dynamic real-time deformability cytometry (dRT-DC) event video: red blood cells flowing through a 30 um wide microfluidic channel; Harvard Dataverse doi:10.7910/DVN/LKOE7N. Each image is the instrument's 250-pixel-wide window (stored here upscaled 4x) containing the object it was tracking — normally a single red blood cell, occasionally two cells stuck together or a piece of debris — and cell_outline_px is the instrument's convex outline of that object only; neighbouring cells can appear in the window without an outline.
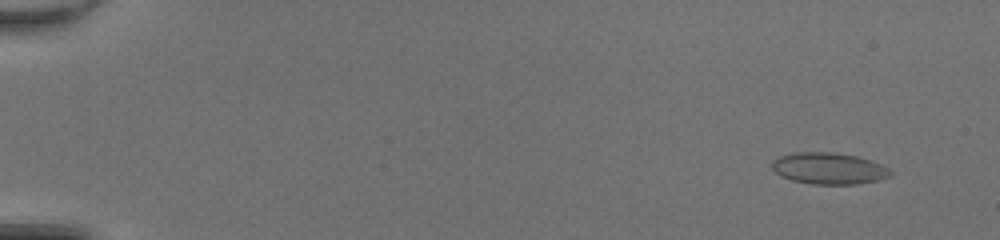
{"species": "common noctule bat (a hibernating species)", "species_latin": "Nyctalus noctula", "temperature_condition": "room temperature", "stored_images_in_passage": 49, "camera_frame_rate_fps": 3000, "um_per_image_px": 0.085, "animal": {"sex": "female", "body_mass_g": 20.0, "forearm_length_mm": 54.0}, "frame": {"image": 1, "passage_image": 3, "time_ms": 0.667, "image_size_px": [1000, 240], "cell_outline_px": [[892, 176], [876, 180], [856, 184], [812, 184], [792, 180], [780, 176], [772, 168], [772, 160], [780, 156], [792, 152], [832, 152], [856, 156], [872, 160], [888, 168], [892, 172]], "centroid_in_image_um": [70.44, 14.31], "position_along_channel_um": 14.6, "area_um2": 21.79}}
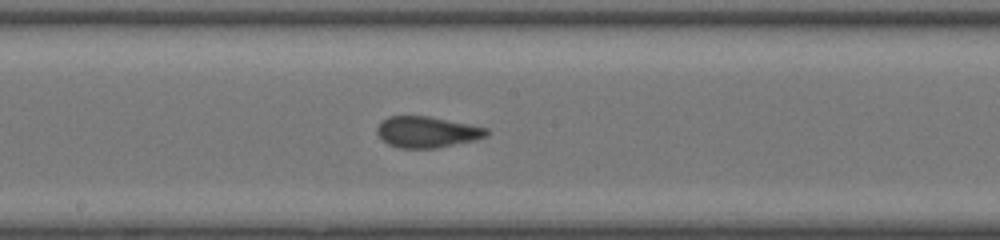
{"frame": {"image": 2, "passage_image": 28, "time_ms": 9.0, "image_size_px": [1000, 240], "cell_outline_px": [[488, 136], [476, 140], [436, 148], [400, 148], [388, 144], [376, 132], [376, 128], [388, 116], [428, 116], [488, 128]], "centroid_in_image_um": [36.31, 11.22], "position_along_channel_um": 211.9, "area_um2": 19.71}}
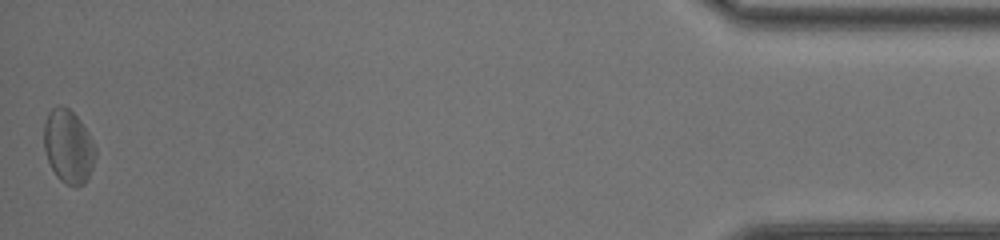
{"frame": {"image": 3, "passage_image": 49, "time_ms": 16.0, "image_size_px": [1000, 240], "cell_outline_px": [[96, 156], [92, 168], [84, 184], [76, 188], [64, 184], [56, 176], [48, 160], [44, 148], [44, 124], [48, 112], [56, 104], [60, 104], [68, 108], [80, 120], [88, 132], [96, 148]], "centroid_in_image_um": [5.81, 12.46], "position_along_channel_um": 429.4, "area_um2": 22.25}, "authors_computed_cell_mechanics": {"area_um2": 20.2878, "velocity_mm_per_s": 4.2826, "shape_relaxation_time_tau1_ms": 5.7164, "shape_relaxation_time_tau2_ms": 1.5243, "deformation_change_tau1": 0.1209, "deformation_change_tau2": 0.0745}}